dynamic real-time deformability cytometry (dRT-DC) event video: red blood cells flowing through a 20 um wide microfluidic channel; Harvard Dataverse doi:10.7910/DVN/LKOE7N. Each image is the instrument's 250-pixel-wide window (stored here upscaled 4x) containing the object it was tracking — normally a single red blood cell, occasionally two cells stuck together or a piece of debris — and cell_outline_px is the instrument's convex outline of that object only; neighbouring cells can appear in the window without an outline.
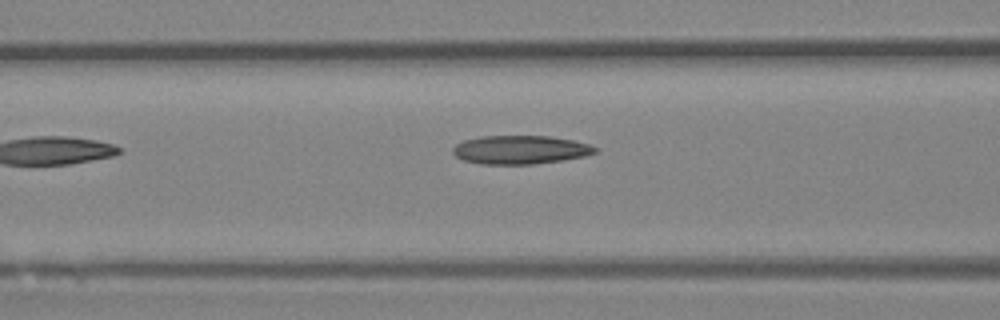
{"species": "Egyptian fruit bat (a non-hibernating species)", "species_latin": "Rousettus aegyptiacus", "temperature_condition": "room temperature", "stored_images_in_passage": 3, "camera_frame_rate_fps": 3000, "um_per_image_px": 0.085, "animal": {"sex": "female"}, "frame": {"image": 1, "passage_image": 3, "time_ms": 2.333, "image_size_px": [1000, 320], "cell_outline_px": [[600, 148], [596, 152], [584, 156], [564, 160], [532, 164], [480, 164], [464, 160], [456, 156], [452, 152], [452, 148], [456, 144], [464, 140], [480, 136], [552, 136], [572, 140], [588, 144]], "centroid_in_image_um": [44.23, 12.73], "position_along_channel_um": 122.4, "area_um2": 23.76}}